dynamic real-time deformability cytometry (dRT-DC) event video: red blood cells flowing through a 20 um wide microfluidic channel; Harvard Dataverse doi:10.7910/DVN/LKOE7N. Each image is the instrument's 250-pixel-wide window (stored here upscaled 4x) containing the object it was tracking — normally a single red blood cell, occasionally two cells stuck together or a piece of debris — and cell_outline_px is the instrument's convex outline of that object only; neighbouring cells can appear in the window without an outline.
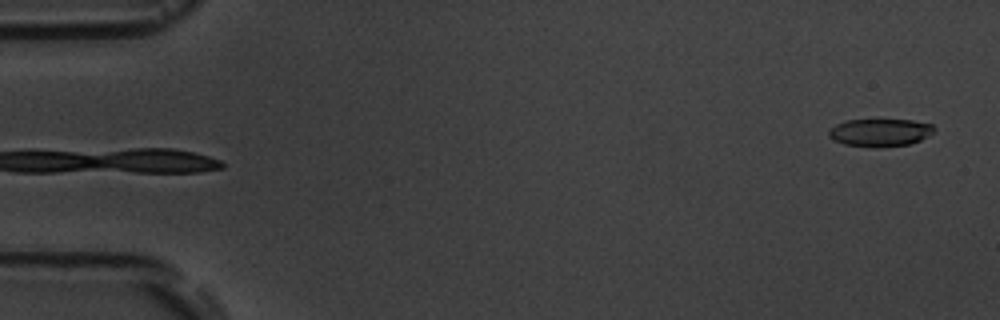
{"species": "common noctule bat (a hibernating species)", "species_latin": "Nyctalus noctula", "temperature_condition": "room temperature", "stored_images_in_passage": 5, "segment_of_instrument_passage": [2, 2], "camera_frame_rate_fps": 3000, "um_per_image_px": 0.085, "animal": {"sex": "male", "body_mass_g": 19.5, "forearm_length_mm": 54.6}, "frame": {"image": 1, "passage_image": 5, "time_ms": 5.333, "image_size_px": [1000, 320], "cell_outline_px": [[936, 128], [928, 136], [920, 140], [908, 144], [880, 148], [876, 148], [844, 144], [828, 136], [828, 132], [836, 124], [848, 120], [912, 120], [932, 124]], "centroid_in_image_um": [74.82, 11.27], "position_along_channel_um": 10.2, "area_um2": 16.94}}